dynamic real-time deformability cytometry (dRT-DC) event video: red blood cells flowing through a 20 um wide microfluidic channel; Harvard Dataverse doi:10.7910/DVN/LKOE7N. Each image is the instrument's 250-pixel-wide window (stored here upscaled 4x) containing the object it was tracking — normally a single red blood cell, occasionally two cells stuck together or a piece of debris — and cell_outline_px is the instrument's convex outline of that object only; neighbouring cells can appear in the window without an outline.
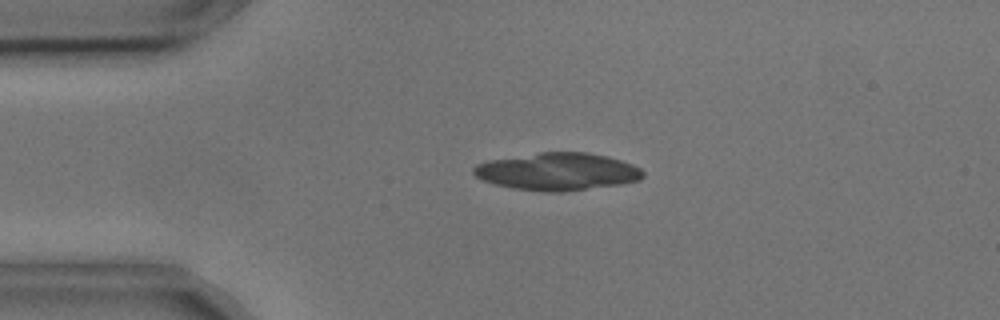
{"species": "common noctule bat (a hibernating species)", "species_latin": "Nyctalus noctula", "temperature_condition": "cold", "stored_images_in_passage": 4, "camera_frame_rate_fps": 3000, "um_per_image_px": 0.085, "animal": {"sex": "male", "body_mass_g": 17.9, "forearm_length_mm": 54.2}, "frame": {"image": 1, "passage_image": 3, "time_ms": 0.667, "image_size_px": [1000, 320], "cell_outline_px": [[644, 176], [640, 180], [620, 184], [560, 192], [548, 192], [512, 188], [496, 184], [484, 180], [476, 176], [472, 172], [472, 168], [476, 164], [488, 160], [540, 152], [588, 152], [608, 156], [632, 164], [640, 168], [644, 172]], "centroid_in_image_um": [47.39, 14.57], "position_along_channel_um": 37.6, "area_um2": 36.93}}